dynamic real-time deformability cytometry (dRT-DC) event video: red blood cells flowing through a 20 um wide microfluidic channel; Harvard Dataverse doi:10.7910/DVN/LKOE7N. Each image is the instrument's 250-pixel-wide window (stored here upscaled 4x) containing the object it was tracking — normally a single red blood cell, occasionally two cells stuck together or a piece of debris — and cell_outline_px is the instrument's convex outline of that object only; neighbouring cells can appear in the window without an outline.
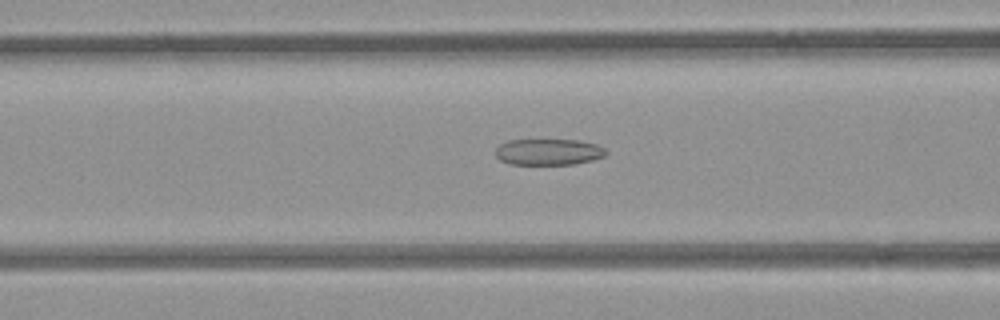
{"species": "common noctule bat (a hibernating species)", "species_latin": "Nyctalus noctula", "temperature_condition": "room temperature", "stored_images_in_passage": 52, "camera_frame_rate_fps": 3000, "um_per_image_px": 0.085, "animal": {"sex": "female", "body_mass_g": 21.9}, "frame": {"image": 1, "passage_image": 22, "time_ms": 7.0, "image_size_px": [1000, 320], "cell_outline_px": [[608, 152], [604, 156], [592, 160], [576, 164], [512, 164], [500, 160], [496, 156], [496, 148], [500, 144], [508, 140], [580, 140], [596, 144], [604, 148]], "centroid_in_image_um": [46.64, 12.91], "position_along_channel_um": 120.0, "area_um2": 16.88}}
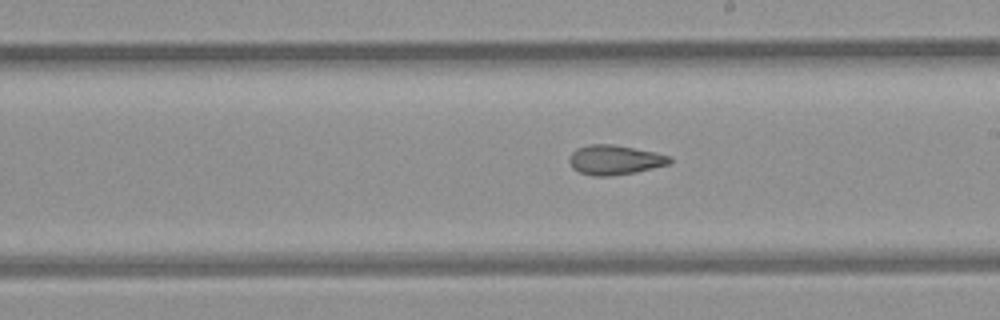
{"frame": {"image": 2, "passage_image": 31, "time_ms": 10.0, "image_size_px": [1000, 320], "cell_outline_px": [[672, 160], [668, 164], [636, 172], [608, 176], [592, 176], [580, 172], [572, 168], [568, 160], [572, 152], [576, 148], [588, 144], [612, 144], [652, 152], [668, 156]], "centroid_in_image_um": [52.18, 13.59], "position_along_channel_um": 236.8, "area_um2": 17.11}}
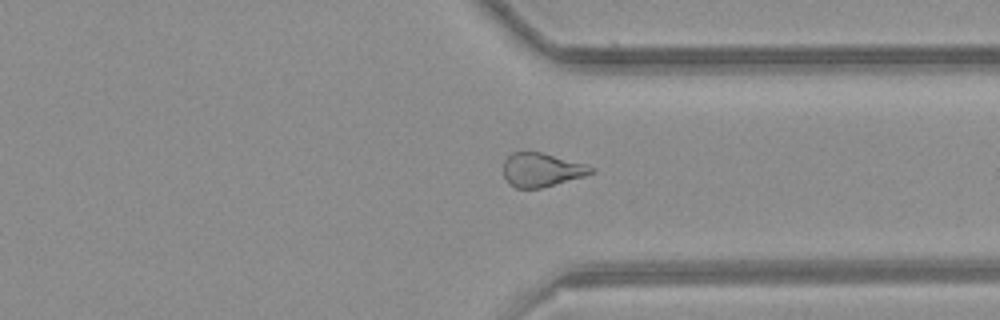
{"frame": {"image": 3, "passage_image": 41, "time_ms": 13.333, "image_size_px": [1000, 320], "cell_outline_px": [[596, 168], [592, 172], [584, 176], [540, 188], [516, 188], [508, 184], [504, 176], [504, 160], [512, 152], [540, 152], [588, 164]], "centroid_in_image_um": [46.03, 14.43], "position_along_channel_um": 365.4, "area_um2": 17.22}}